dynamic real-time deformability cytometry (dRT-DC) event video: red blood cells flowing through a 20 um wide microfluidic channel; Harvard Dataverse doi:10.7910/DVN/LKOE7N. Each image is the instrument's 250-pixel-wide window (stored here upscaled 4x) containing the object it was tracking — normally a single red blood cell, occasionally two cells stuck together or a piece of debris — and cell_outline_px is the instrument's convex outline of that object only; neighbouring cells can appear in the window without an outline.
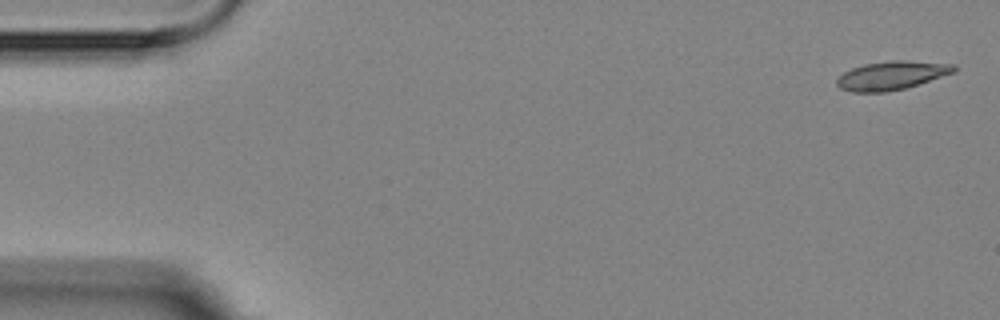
{"species": "Egyptian fruit bat (a non-hibernating species)", "species_latin": "Rousettus aegyptiacus", "temperature_condition": "room temperature", "stored_images_in_passage": 5, "camera_frame_rate_fps": 3000, "um_per_image_px": 0.085, "animal": {"sex": "female"}, "frame": {"image": 1, "passage_image": 1, "time_ms": 0.0, "image_size_px": [1000, 320], "cell_outline_px": [[956, 72], [904, 88], [884, 92], [852, 92], [840, 88], [836, 84], [836, 80], [844, 72], [852, 68], [864, 64], [892, 60], [904, 60], [956, 64]], "centroid_in_image_um": [75.8, 6.4], "position_along_channel_um": 9.2, "area_um2": 19.42}}